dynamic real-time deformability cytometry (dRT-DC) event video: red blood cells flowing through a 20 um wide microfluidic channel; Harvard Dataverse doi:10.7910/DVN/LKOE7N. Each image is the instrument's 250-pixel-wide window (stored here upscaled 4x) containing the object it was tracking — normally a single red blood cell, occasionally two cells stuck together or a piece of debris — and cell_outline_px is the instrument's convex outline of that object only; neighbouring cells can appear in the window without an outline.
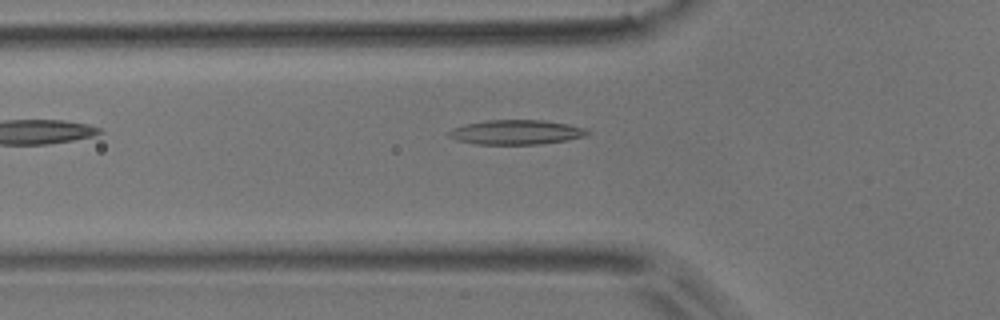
{"species": "common noctule bat (a hibernating species)", "species_latin": "Nyctalus noctula", "temperature_condition": "room temperature", "stored_images_in_passage": 4, "camera_frame_rate_fps": 3000, "um_per_image_px": 0.085, "animal": {"sex": "male", "body_mass_g": 17.9}, "frame": {"image": 1, "passage_image": 4, "time_ms": 1.0, "image_size_px": [1000, 320], "cell_outline_px": [[592, 132], [588, 136], [568, 140], [540, 144], [476, 144], [456, 140], [448, 136], [444, 132], [452, 128], [484, 120], [544, 120], [568, 124], [588, 128]], "centroid_in_image_um": [43.92, 11.24], "position_along_channel_um": 81.9, "area_um2": 20.17}}